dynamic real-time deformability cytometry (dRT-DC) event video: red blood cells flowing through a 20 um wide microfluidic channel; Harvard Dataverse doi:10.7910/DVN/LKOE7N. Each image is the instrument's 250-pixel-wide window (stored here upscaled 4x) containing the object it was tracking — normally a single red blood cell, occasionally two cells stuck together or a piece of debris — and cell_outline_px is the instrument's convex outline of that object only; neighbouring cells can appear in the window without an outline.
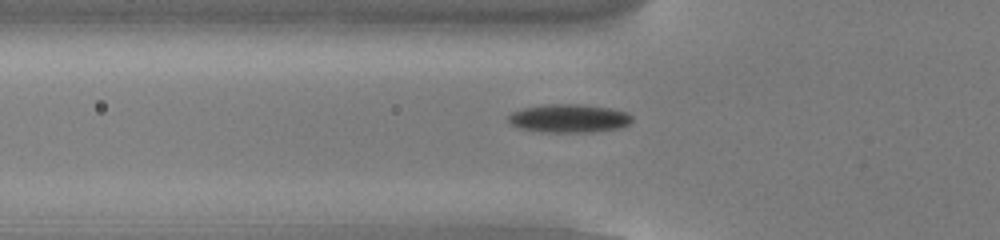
{"species": "common noctule bat (a hibernating species)", "species_latin": "Nyctalus noctula", "temperature_condition": "cold", "stored_images_in_passage": 54, "camera_frame_rate_fps": 3000, "um_per_image_px": 0.085, "animal": {"sex": "male", "body_mass_g": 13.0, "forearm_length_mm": 53.1}, "frame": {"image": 1, "passage_image": 19, "time_ms": 6.0, "image_size_px": [1000, 240], "cell_outline_px": [[632, 120], [624, 128], [592, 132], [540, 132], [520, 128], [512, 124], [508, 120], [508, 116], [512, 112], [524, 108], [548, 104], [580, 104], [608, 108], [628, 112], [632, 116]], "centroid_in_image_um": [48.4, 10.07], "position_along_channel_um": 77.4, "area_um2": 20.52}}
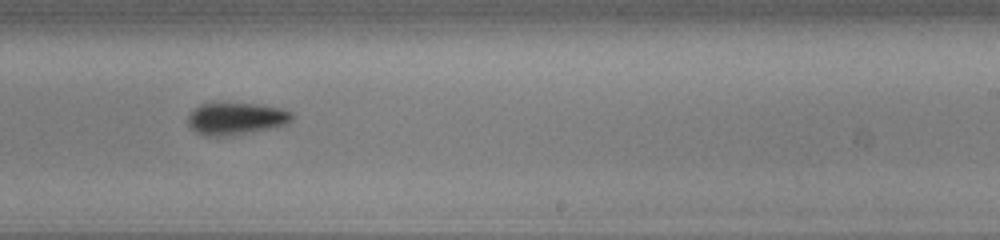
{"frame": {"image": 2, "passage_image": 34, "time_ms": 11.0, "image_size_px": [1000, 240], "cell_outline_px": [[292, 120], [288, 124], [252, 132], [224, 136], [204, 136], [196, 132], [188, 124], [188, 116], [200, 104], [220, 100], [256, 104], [280, 108], [292, 112]], "centroid_in_image_um": [20.04, 10.04], "position_along_channel_um": 269.0, "area_um2": 20.0}}
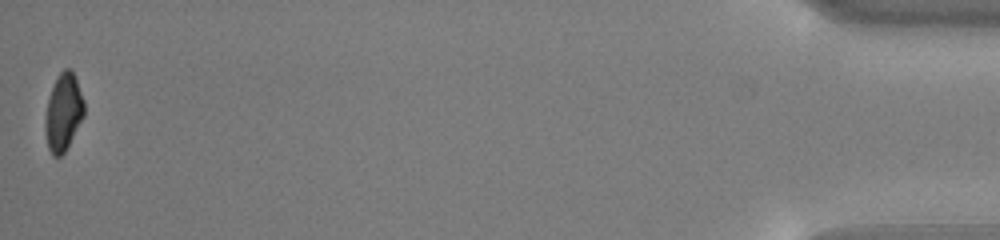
{"frame": {"image": 3, "passage_image": 54, "time_ms": 17.667, "image_size_px": [1000, 240], "cell_outline_px": [[84, 116], [64, 152], [60, 156], [52, 156], [48, 148], [44, 132], [44, 120], [48, 100], [56, 76], [64, 68], [72, 68], [84, 100]], "centroid_in_image_um": [5.37, 9.52], "position_along_channel_um": 429.8, "area_um2": 17.63}}